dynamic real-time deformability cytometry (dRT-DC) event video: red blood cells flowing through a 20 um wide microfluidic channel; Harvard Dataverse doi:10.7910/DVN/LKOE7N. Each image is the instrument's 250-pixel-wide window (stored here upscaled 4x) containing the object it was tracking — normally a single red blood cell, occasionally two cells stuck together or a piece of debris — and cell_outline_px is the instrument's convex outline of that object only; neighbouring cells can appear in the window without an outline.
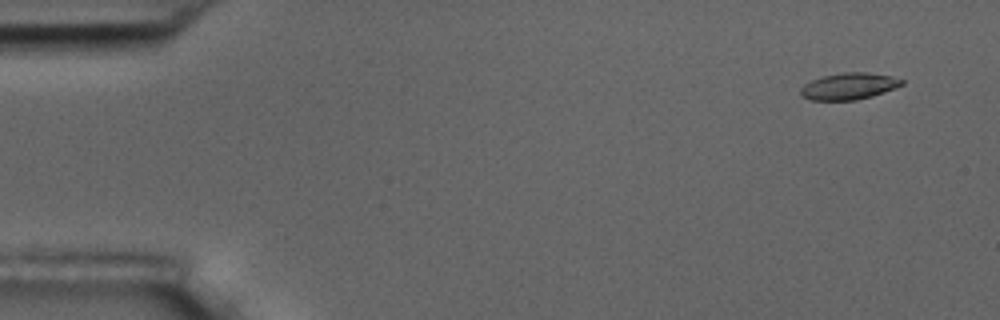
{"species": "common noctule bat (a hibernating species)", "species_latin": "Nyctalus noctula", "temperature_condition": "room temperature", "stored_images_in_passage": 6, "camera_frame_rate_fps": 3000, "um_per_image_px": 0.085, "animal": {"sex": "male", "body_mass_g": 17.5, "forearm_length_mm": 52.3}, "frame": {"image": 1, "passage_image": 1, "time_ms": 0.0, "image_size_px": [1000, 320], "cell_outline_px": [[904, 84], [896, 88], [872, 96], [856, 100], [812, 100], [800, 96], [800, 88], [804, 84], [812, 80], [824, 76], [844, 72], [868, 72], [892, 76], [904, 80]], "centroid_in_image_um": [72.17, 7.33], "position_along_channel_um": 12.8, "area_um2": 15.78}}
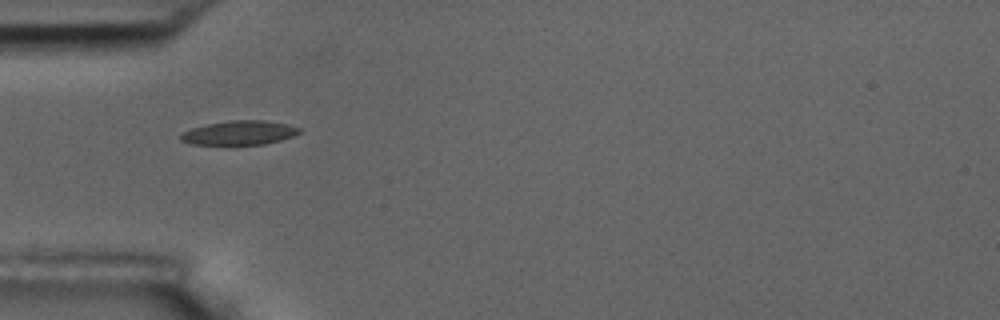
{"frame": {"image": 2, "passage_image": 5, "time_ms": 4.667, "image_size_px": [1000, 320], "cell_outline_px": [[300, 132], [292, 136], [280, 140], [264, 144], [192, 144], [180, 140], [180, 136], [184, 132], [192, 128], [208, 124], [228, 120], [264, 120], [288, 124], [300, 128]], "centroid_in_image_um": [20.36, 11.27], "position_along_channel_um": 64.6, "area_um2": 16.47}}